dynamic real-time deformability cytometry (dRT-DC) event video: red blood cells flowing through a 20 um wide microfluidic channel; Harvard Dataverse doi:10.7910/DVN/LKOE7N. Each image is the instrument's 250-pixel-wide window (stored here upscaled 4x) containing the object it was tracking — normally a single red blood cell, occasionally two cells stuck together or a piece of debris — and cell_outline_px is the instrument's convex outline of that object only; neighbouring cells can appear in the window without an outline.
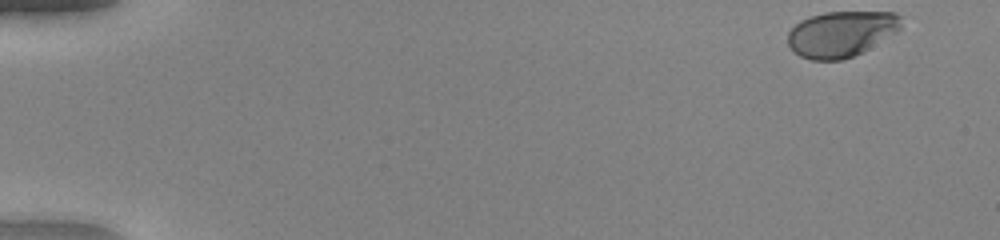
{"species": "human", "species_latin": "Homo sapiens", "temperature_condition": "warm", "stored_images_in_passage": 50, "camera_frame_rate_fps": 3000, "um_per_image_px": 0.085, "donor": {"sex": "female"}, "frame": {"image": 1, "passage_image": 1, "time_ms": 0.0, "image_size_px": [1000, 240], "cell_outline_px": [[900, 28], [896, 32], [860, 52], [852, 56], [840, 60], [812, 60], [800, 56], [792, 52], [788, 44], [788, 32], [800, 20], [824, 12], [896, 12], [900, 16]], "centroid_in_image_um": [71.45, 2.87], "position_along_channel_um": 13.5, "area_um2": 29.94}}
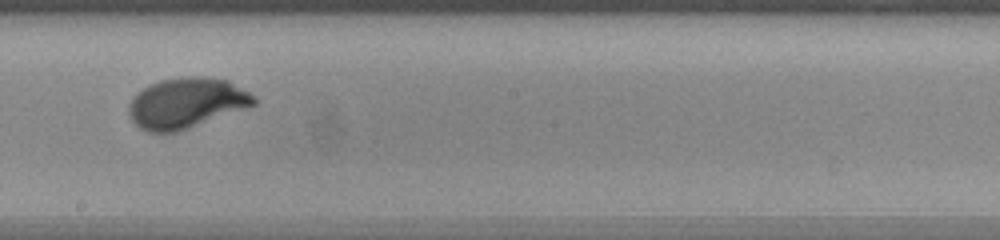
{"frame": {"image": 2, "passage_image": 29, "time_ms": 9.333, "image_size_px": [1000, 240], "cell_outline_px": [[256, 104], [188, 128], [176, 132], [148, 132], [140, 128], [132, 120], [128, 112], [128, 104], [132, 96], [136, 92], [160, 80], [184, 76], [204, 76], [228, 80], [256, 96]], "centroid_in_image_um": [15.82, 8.74], "position_along_channel_um": 232.4, "area_um2": 36.65}}
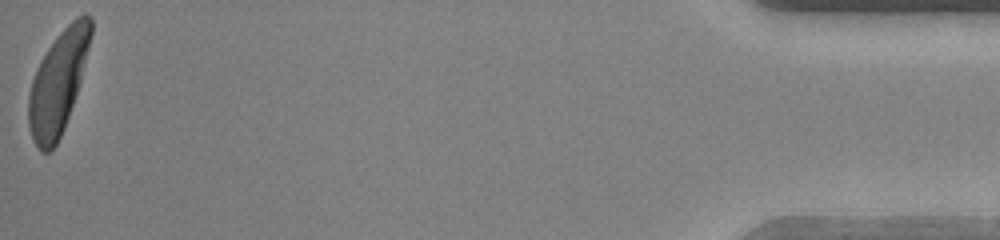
{"frame": {"image": 3, "passage_image": 50, "time_ms": 16.333, "image_size_px": [1000, 240], "cell_outline_px": [[92, 32], [80, 80], [64, 128], [52, 152], [40, 152], [32, 140], [28, 124], [28, 96], [32, 80], [36, 68], [40, 60], [48, 48], [60, 32], [76, 16], [84, 12], [92, 16]], "centroid_in_image_um": [4.91, 7.02], "position_along_channel_um": 430.3, "area_um2": 36.93}, "authors_computed_cell_mechanics": {"area_um2": 35.0268, "velocity_mm_per_s": 4.0455, "shape_relaxation_time_tau1_ms": 1.8864, "shape_relaxation_time_tau2_ms": null, "deformation_change_tau1": 0.1517, "deformation_change_tau2": null}}